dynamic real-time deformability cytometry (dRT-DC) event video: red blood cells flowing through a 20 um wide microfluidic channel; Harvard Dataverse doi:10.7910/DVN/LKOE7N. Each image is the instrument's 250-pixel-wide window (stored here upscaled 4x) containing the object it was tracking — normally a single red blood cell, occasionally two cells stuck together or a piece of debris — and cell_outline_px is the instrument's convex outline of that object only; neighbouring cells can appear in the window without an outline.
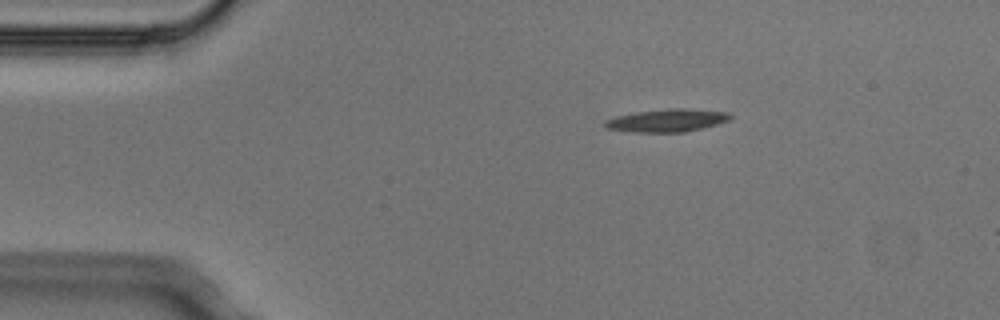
{"species": "Egyptian fruit bat (a non-hibernating species)", "species_latin": "Rousettus aegyptiacus", "temperature_condition": "cold", "stored_images_in_passage": 4, "camera_frame_rate_fps": 3000, "um_per_image_px": 0.085, "animal": {"sex": "male"}, "frame": {"image": 1, "passage_image": 2, "time_ms": 0.333, "image_size_px": [1000, 320], "cell_outline_px": [[732, 116], [728, 120], [716, 124], [684, 132], [632, 132], [608, 128], [604, 124], [604, 120], [616, 116], [636, 112], [668, 108], [688, 108], [728, 112]], "centroid_in_image_um": [56.69, 10.22], "position_along_channel_um": 28.3, "area_um2": 16.53}}